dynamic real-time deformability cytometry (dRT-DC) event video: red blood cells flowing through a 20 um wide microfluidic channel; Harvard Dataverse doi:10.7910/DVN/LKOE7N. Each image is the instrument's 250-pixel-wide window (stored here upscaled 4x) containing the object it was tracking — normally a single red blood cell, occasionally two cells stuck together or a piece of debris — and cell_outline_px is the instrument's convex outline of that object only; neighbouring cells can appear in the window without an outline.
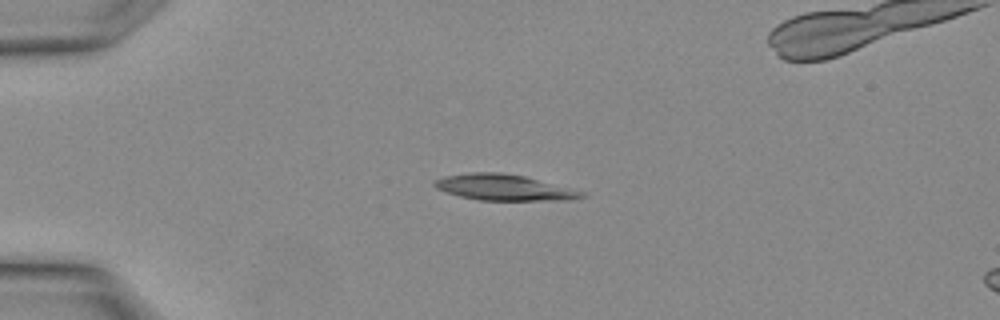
{"species": "Egyptian fruit bat (a non-hibernating species)", "species_latin": "Rousettus aegyptiacus", "temperature_condition": "warm", "stored_images_in_passage": 3, "camera_frame_rate_fps": 3000, "um_per_image_px": 0.085, "animal": {"sex": "female"}, "frame": {"image": 1, "passage_image": 3, "time_ms": 0.667, "image_size_px": [1000, 320], "cell_outline_px": [[588, 196], [572, 200], [480, 200], [460, 196], [436, 188], [432, 184], [436, 180], [444, 176], [468, 172], [504, 172], [524, 176], [588, 192]], "centroid_in_image_um": [42.91, 15.93], "position_along_channel_um": 42.1, "area_um2": 22.43}}